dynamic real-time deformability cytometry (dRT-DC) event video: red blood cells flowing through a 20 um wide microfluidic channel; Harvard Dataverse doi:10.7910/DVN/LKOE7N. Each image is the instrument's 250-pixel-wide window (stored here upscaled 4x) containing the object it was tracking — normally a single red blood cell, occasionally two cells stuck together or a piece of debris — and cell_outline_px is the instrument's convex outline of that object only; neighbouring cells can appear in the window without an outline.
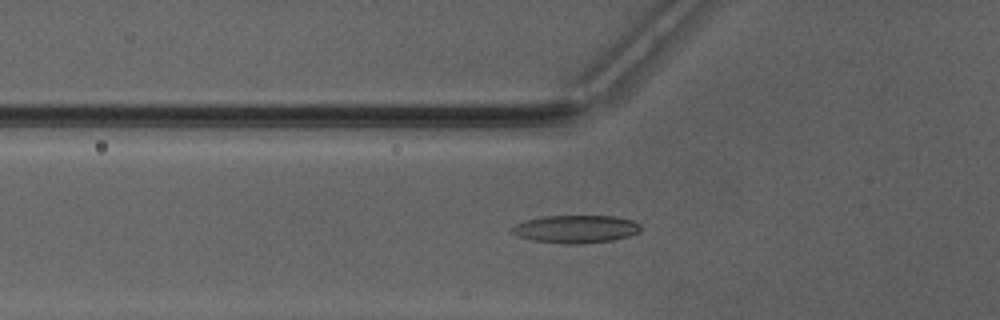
{"species": "Egyptian fruit bat (a non-hibernating species)", "species_latin": "Rousettus aegyptiacus", "temperature_condition": "warm", "stored_images_in_passage": 50, "camera_frame_rate_fps": 3000, "um_per_image_px": 0.085, "animal": {"sex": "male"}, "frame": {"image": 1, "passage_image": 19, "time_ms": 6.0, "image_size_px": [1000, 320], "cell_outline_px": [[640, 232], [628, 236], [612, 240], [580, 244], [560, 244], [532, 240], [520, 236], [512, 232], [508, 228], [524, 220], [544, 216], [616, 216], [632, 220], [640, 224]], "centroid_in_image_um": [48.93, 19.47], "position_along_channel_um": 76.9, "area_um2": 20.98}}
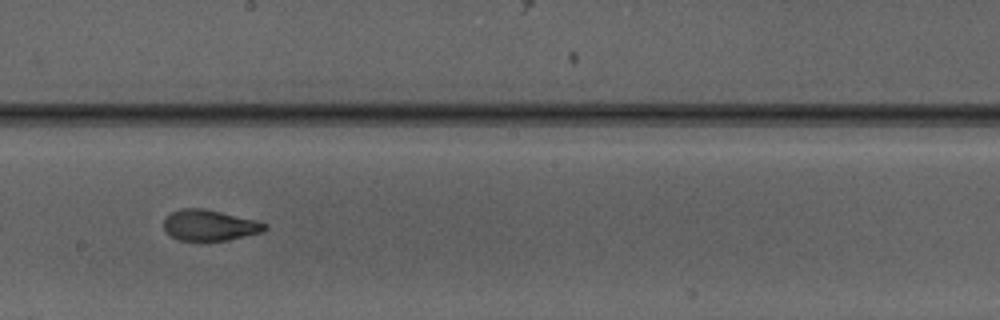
{"frame": {"image": 2, "passage_image": 30, "time_ms": 9.667, "image_size_px": [1000, 320], "cell_outline_px": [[268, 228], [260, 232], [228, 240], [180, 240], [172, 236], [164, 228], [164, 220], [172, 212], [184, 208], [204, 208], [256, 220], [268, 224]], "centroid_in_image_um": [17.84, 19.14], "position_along_channel_um": 230.4, "area_um2": 17.86}}
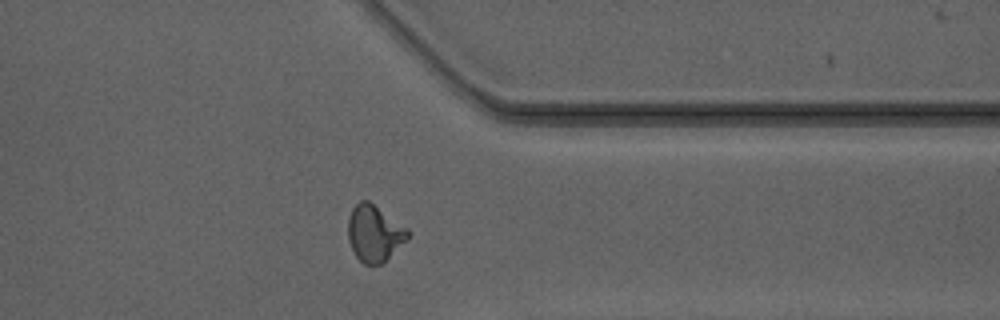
{"frame": {"image": 3, "passage_image": 41, "time_ms": 13.333, "image_size_px": [1000, 320], "cell_outline_px": [[408, 236], [380, 264], [364, 264], [356, 256], [348, 240], [348, 216], [352, 208], [360, 200], [368, 200], [408, 228]], "centroid_in_image_um": [31.77, 19.79], "position_along_channel_um": 379.6, "area_um2": 19.13}}